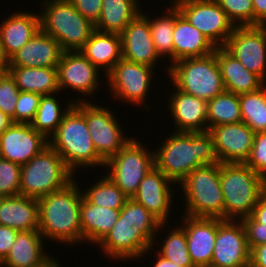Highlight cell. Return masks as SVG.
<instances>
[{"label": "cell", "instance_id": "28", "mask_svg": "<svg viewBox=\"0 0 266 267\" xmlns=\"http://www.w3.org/2000/svg\"><path fill=\"white\" fill-rule=\"evenodd\" d=\"M216 57L226 91L236 95L254 92L266 83L231 55L224 47H216Z\"/></svg>", "mask_w": 266, "mask_h": 267}, {"label": "cell", "instance_id": "42", "mask_svg": "<svg viewBox=\"0 0 266 267\" xmlns=\"http://www.w3.org/2000/svg\"><path fill=\"white\" fill-rule=\"evenodd\" d=\"M20 89L9 72L0 74V111L11 118L14 123V113Z\"/></svg>", "mask_w": 266, "mask_h": 267}, {"label": "cell", "instance_id": "27", "mask_svg": "<svg viewBox=\"0 0 266 267\" xmlns=\"http://www.w3.org/2000/svg\"><path fill=\"white\" fill-rule=\"evenodd\" d=\"M216 47L196 27L179 13L173 31V63L185 58L203 57L215 52Z\"/></svg>", "mask_w": 266, "mask_h": 267}, {"label": "cell", "instance_id": "20", "mask_svg": "<svg viewBox=\"0 0 266 267\" xmlns=\"http://www.w3.org/2000/svg\"><path fill=\"white\" fill-rule=\"evenodd\" d=\"M180 226L185 230L187 248L195 267H210L217 234V218L183 215Z\"/></svg>", "mask_w": 266, "mask_h": 267}, {"label": "cell", "instance_id": "7", "mask_svg": "<svg viewBox=\"0 0 266 267\" xmlns=\"http://www.w3.org/2000/svg\"><path fill=\"white\" fill-rule=\"evenodd\" d=\"M165 68L176 88L206 102L225 91L216 49L209 55L185 58Z\"/></svg>", "mask_w": 266, "mask_h": 267}, {"label": "cell", "instance_id": "26", "mask_svg": "<svg viewBox=\"0 0 266 267\" xmlns=\"http://www.w3.org/2000/svg\"><path fill=\"white\" fill-rule=\"evenodd\" d=\"M0 225L11 227L19 232L38 230V199L21 194L0 197Z\"/></svg>", "mask_w": 266, "mask_h": 267}, {"label": "cell", "instance_id": "25", "mask_svg": "<svg viewBox=\"0 0 266 267\" xmlns=\"http://www.w3.org/2000/svg\"><path fill=\"white\" fill-rule=\"evenodd\" d=\"M41 29L40 14L24 10L13 12L0 23V40L10 59Z\"/></svg>", "mask_w": 266, "mask_h": 267}, {"label": "cell", "instance_id": "32", "mask_svg": "<svg viewBox=\"0 0 266 267\" xmlns=\"http://www.w3.org/2000/svg\"><path fill=\"white\" fill-rule=\"evenodd\" d=\"M20 91L41 95L61 93L58 87L57 68L47 67H9Z\"/></svg>", "mask_w": 266, "mask_h": 267}, {"label": "cell", "instance_id": "17", "mask_svg": "<svg viewBox=\"0 0 266 267\" xmlns=\"http://www.w3.org/2000/svg\"><path fill=\"white\" fill-rule=\"evenodd\" d=\"M49 145L30 123H12L0 135V158L23 165Z\"/></svg>", "mask_w": 266, "mask_h": 267}, {"label": "cell", "instance_id": "22", "mask_svg": "<svg viewBox=\"0 0 266 267\" xmlns=\"http://www.w3.org/2000/svg\"><path fill=\"white\" fill-rule=\"evenodd\" d=\"M122 39V58L145 64L157 69L160 64L152 36L149 21L140 13L120 34Z\"/></svg>", "mask_w": 266, "mask_h": 267}, {"label": "cell", "instance_id": "35", "mask_svg": "<svg viewBox=\"0 0 266 267\" xmlns=\"http://www.w3.org/2000/svg\"><path fill=\"white\" fill-rule=\"evenodd\" d=\"M208 130L213 126L242 122L239 95L223 91L207 102Z\"/></svg>", "mask_w": 266, "mask_h": 267}, {"label": "cell", "instance_id": "53", "mask_svg": "<svg viewBox=\"0 0 266 267\" xmlns=\"http://www.w3.org/2000/svg\"><path fill=\"white\" fill-rule=\"evenodd\" d=\"M11 118L0 111V135L12 124Z\"/></svg>", "mask_w": 266, "mask_h": 267}, {"label": "cell", "instance_id": "24", "mask_svg": "<svg viewBox=\"0 0 266 267\" xmlns=\"http://www.w3.org/2000/svg\"><path fill=\"white\" fill-rule=\"evenodd\" d=\"M43 240L39 230L18 232L0 267H47L56 257L47 254Z\"/></svg>", "mask_w": 266, "mask_h": 267}, {"label": "cell", "instance_id": "29", "mask_svg": "<svg viewBox=\"0 0 266 267\" xmlns=\"http://www.w3.org/2000/svg\"><path fill=\"white\" fill-rule=\"evenodd\" d=\"M120 216V209L98 207L84 196L80 205L82 243L97 246L110 232Z\"/></svg>", "mask_w": 266, "mask_h": 267}, {"label": "cell", "instance_id": "4", "mask_svg": "<svg viewBox=\"0 0 266 267\" xmlns=\"http://www.w3.org/2000/svg\"><path fill=\"white\" fill-rule=\"evenodd\" d=\"M220 182L224 196V220L251 216L264 195L265 178L246 163H220Z\"/></svg>", "mask_w": 266, "mask_h": 267}, {"label": "cell", "instance_id": "30", "mask_svg": "<svg viewBox=\"0 0 266 267\" xmlns=\"http://www.w3.org/2000/svg\"><path fill=\"white\" fill-rule=\"evenodd\" d=\"M79 51L106 76L122 59L121 35L95 29Z\"/></svg>", "mask_w": 266, "mask_h": 267}, {"label": "cell", "instance_id": "2", "mask_svg": "<svg viewBox=\"0 0 266 267\" xmlns=\"http://www.w3.org/2000/svg\"><path fill=\"white\" fill-rule=\"evenodd\" d=\"M76 179L75 176L64 188L38 199V230L45 241L67 246L82 243L80 205L83 194Z\"/></svg>", "mask_w": 266, "mask_h": 267}, {"label": "cell", "instance_id": "23", "mask_svg": "<svg viewBox=\"0 0 266 267\" xmlns=\"http://www.w3.org/2000/svg\"><path fill=\"white\" fill-rule=\"evenodd\" d=\"M63 52L58 41L40 29L9 59V67L57 68Z\"/></svg>", "mask_w": 266, "mask_h": 267}, {"label": "cell", "instance_id": "21", "mask_svg": "<svg viewBox=\"0 0 266 267\" xmlns=\"http://www.w3.org/2000/svg\"><path fill=\"white\" fill-rule=\"evenodd\" d=\"M175 91L168 95L166 101L170 116L174 123V130L178 132L208 131L207 102L191 94L185 93L173 84Z\"/></svg>", "mask_w": 266, "mask_h": 267}, {"label": "cell", "instance_id": "34", "mask_svg": "<svg viewBox=\"0 0 266 267\" xmlns=\"http://www.w3.org/2000/svg\"><path fill=\"white\" fill-rule=\"evenodd\" d=\"M169 8L161 14V16L154 18L146 12L141 11V14L149 21L152 40L158 56L161 58L167 57L170 64H173V31L175 25V17L180 13L177 6L170 1ZM147 14V15H146ZM154 18V19H153Z\"/></svg>", "mask_w": 266, "mask_h": 267}, {"label": "cell", "instance_id": "6", "mask_svg": "<svg viewBox=\"0 0 266 267\" xmlns=\"http://www.w3.org/2000/svg\"><path fill=\"white\" fill-rule=\"evenodd\" d=\"M186 212L191 217L224 220V196L220 182V163L202 165L190 172L179 184Z\"/></svg>", "mask_w": 266, "mask_h": 267}, {"label": "cell", "instance_id": "14", "mask_svg": "<svg viewBox=\"0 0 266 267\" xmlns=\"http://www.w3.org/2000/svg\"><path fill=\"white\" fill-rule=\"evenodd\" d=\"M250 249L241 220L217 218V234L210 267H249Z\"/></svg>", "mask_w": 266, "mask_h": 267}, {"label": "cell", "instance_id": "16", "mask_svg": "<svg viewBox=\"0 0 266 267\" xmlns=\"http://www.w3.org/2000/svg\"><path fill=\"white\" fill-rule=\"evenodd\" d=\"M99 72L80 51H64L57 65L59 90L63 92L70 88L79 92L82 98L91 97L97 93L101 83Z\"/></svg>", "mask_w": 266, "mask_h": 267}, {"label": "cell", "instance_id": "1", "mask_svg": "<svg viewBox=\"0 0 266 267\" xmlns=\"http://www.w3.org/2000/svg\"><path fill=\"white\" fill-rule=\"evenodd\" d=\"M172 132V134H171ZM154 149L155 167L175 184L202 165L220 163L209 131H171Z\"/></svg>", "mask_w": 266, "mask_h": 267}, {"label": "cell", "instance_id": "44", "mask_svg": "<svg viewBox=\"0 0 266 267\" xmlns=\"http://www.w3.org/2000/svg\"><path fill=\"white\" fill-rule=\"evenodd\" d=\"M245 163L255 173L266 178V131L255 133L253 147Z\"/></svg>", "mask_w": 266, "mask_h": 267}, {"label": "cell", "instance_id": "50", "mask_svg": "<svg viewBox=\"0 0 266 267\" xmlns=\"http://www.w3.org/2000/svg\"><path fill=\"white\" fill-rule=\"evenodd\" d=\"M251 217L266 226V196L263 195L255 205Z\"/></svg>", "mask_w": 266, "mask_h": 267}, {"label": "cell", "instance_id": "52", "mask_svg": "<svg viewBox=\"0 0 266 267\" xmlns=\"http://www.w3.org/2000/svg\"><path fill=\"white\" fill-rule=\"evenodd\" d=\"M154 255H156L155 263L152 264V267H182L179 266L177 264H175L172 261H168L166 259H164L162 256H160L157 252L153 253Z\"/></svg>", "mask_w": 266, "mask_h": 267}, {"label": "cell", "instance_id": "19", "mask_svg": "<svg viewBox=\"0 0 266 267\" xmlns=\"http://www.w3.org/2000/svg\"><path fill=\"white\" fill-rule=\"evenodd\" d=\"M174 185L179 188L164 173L154 167L140 182L138 191L132 199L143 205L162 223H168L173 212L171 206H174L172 203L175 200V198L173 199L175 197Z\"/></svg>", "mask_w": 266, "mask_h": 267}, {"label": "cell", "instance_id": "15", "mask_svg": "<svg viewBox=\"0 0 266 267\" xmlns=\"http://www.w3.org/2000/svg\"><path fill=\"white\" fill-rule=\"evenodd\" d=\"M104 256L119 262L142 259L154 252L153 244L125 217L119 216L106 237L97 245ZM145 255V256H144ZM115 259V260H114Z\"/></svg>", "mask_w": 266, "mask_h": 267}, {"label": "cell", "instance_id": "45", "mask_svg": "<svg viewBox=\"0 0 266 267\" xmlns=\"http://www.w3.org/2000/svg\"><path fill=\"white\" fill-rule=\"evenodd\" d=\"M244 224L249 249L266 243V226L256 222L251 216L242 220Z\"/></svg>", "mask_w": 266, "mask_h": 267}, {"label": "cell", "instance_id": "55", "mask_svg": "<svg viewBox=\"0 0 266 267\" xmlns=\"http://www.w3.org/2000/svg\"><path fill=\"white\" fill-rule=\"evenodd\" d=\"M264 195L266 196V178H265V184H264Z\"/></svg>", "mask_w": 266, "mask_h": 267}, {"label": "cell", "instance_id": "54", "mask_svg": "<svg viewBox=\"0 0 266 267\" xmlns=\"http://www.w3.org/2000/svg\"><path fill=\"white\" fill-rule=\"evenodd\" d=\"M47 267H61V263H59L58 259H55Z\"/></svg>", "mask_w": 266, "mask_h": 267}, {"label": "cell", "instance_id": "11", "mask_svg": "<svg viewBox=\"0 0 266 267\" xmlns=\"http://www.w3.org/2000/svg\"><path fill=\"white\" fill-rule=\"evenodd\" d=\"M75 105L84 113L94 148L105 162L133 138L125 135L117 116L107 106L91 101H76Z\"/></svg>", "mask_w": 266, "mask_h": 267}, {"label": "cell", "instance_id": "9", "mask_svg": "<svg viewBox=\"0 0 266 267\" xmlns=\"http://www.w3.org/2000/svg\"><path fill=\"white\" fill-rule=\"evenodd\" d=\"M134 137L104 165L106 175L128 198L136 194L140 182L155 167L154 150Z\"/></svg>", "mask_w": 266, "mask_h": 267}, {"label": "cell", "instance_id": "12", "mask_svg": "<svg viewBox=\"0 0 266 267\" xmlns=\"http://www.w3.org/2000/svg\"><path fill=\"white\" fill-rule=\"evenodd\" d=\"M180 13L215 47H224L234 23L215 0H173Z\"/></svg>", "mask_w": 266, "mask_h": 267}, {"label": "cell", "instance_id": "39", "mask_svg": "<svg viewBox=\"0 0 266 267\" xmlns=\"http://www.w3.org/2000/svg\"><path fill=\"white\" fill-rule=\"evenodd\" d=\"M167 233L165 239L162 240L163 242L159 241L161 244H157L159 248L157 247L156 252L164 259L179 266L195 267L188 252L185 230L178 225Z\"/></svg>", "mask_w": 266, "mask_h": 267}, {"label": "cell", "instance_id": "40", "mask_svg": "<svg viewBox=\"0 0 266 267\" xmlns=\"http://www.w3.org/2000/svg\"><path fill=\"white\" fill-rule=\"evenodd\" d=\"M235 26H253L252 0H215Z\"/></svg>", "mask_w": 266, "mask_h": 267}, {"label": "cell", "instance_id": "43", "mask_svg": "<svg viewBox=\"0 0 266 267\" xmlns=\"http://www.w3.org/2000/svg\"><path fill=\"white\" fill-rule=\"evenodd\" d=\"M41 94L20 91L15 107L14 123H30L37 113Z\"/></svg>", "mask_w": 266, "mask_h": 267}, {"label": "cell", "instance_id": "18", "mask_svg": "<svg viewBox=\"0 0 266 267\" xmlns=\"http://www.w3.org/2000/svg\"><path fill=\"white\" fill-rule=\"evenodd\" d=\"M220 163H245L251 153L255 132L245 123L213 126L209 130Z\"/></svg>", "mask_w": 266, "mask_h": 267}, {"label": "cell", "instance_id": "8", "mask_svg": "<svg viewBox=\"0 0 266 267\" xmlns=\"http://www.w3.org/2000/svg\"><path fill=\"white\" fill-rule=\"evenodd\" d=\"M75 179L62 157L48 145L21 165L20 194L39 199L60 190Z\"/></svg>", "mask_w": 266, "mask_h": 267}, {"label": "cell", "instance_id": "38", "mask_svg": "<svg viewBox=\"0 0 266 267\" xmlns=\"http://www.w3.org/2000/svg\"><path fill=\"white\" fill-rule=\"evenodd\" d=\"M82 194L90 203L112 209H122L128 199L106 174L92 182L88 189L82 190Z\"/></svg>", "mask_w": 266, "mask_h": 267}, {"label": "cell", "instance_id": "48", "mask_svg": "<svg viewBox=\"0 0 266 267\" xmlns=\"http://www.w3.org/2000/svg\"><path fill=\"white\" fill-rule=\"evenodd\" d=\"M249 267H266V243L250 249Z\"/></svg>", "mask_w": 266, "mask_h": 267}, {"label": "cell", "instance_id": "37", "mask_svg": "<svg viewBox=\"0 0 266 267\" xmlns=\"http://www.w3.org/2000/svg\"><path fill=\"white\" fill-rule=\"evenodd\" d=\"M242 122L255 133L266 131V84L254 92L239 95Z\"/></svg>", "mask_w": 266, "mask_h": 267}, {"label": "cell", "instance_id": "10", "mask_svg": "<svg viewBox=\"0 0 266 267\" xmlns=\"http://www.w3.org/2000/svg\"><path fill=\"white\" fill-rule=\"evenodd\" d=\"M154 75L155 68L122 58L104 78L107 79V88L113 99L117 98L119 102L123 101L134 107L142 106L149 111L151 106L146 101L151 83H154L152 80L155 81Z\"/></svg>", "mask_w": 266, "mask_h": 267}, {"label": "cell", "instance_id": "46", "mask_svg": "<svg viewBox=\"0 0 266 267\" xmlns=\"http://www.w3.org/2000/svg\"><path fill=\"white\" fill-rule=\"evenodd\" d=\"M76 10L95 24L101 15L102 0H69Z\"/></svg>", "mask_w": 266, "mask_h": 267}, {"label": "cell", "instance_id": "51", "mask_svg": "<svg viewBox=\"0 0 266 267\" xmlns=\"http://www.w3.org/2000/svg\"><path fill=\"white\" fill-rule=\"evenodd\" d=\"M9 69V58L5 54L3 44L0 40V74L8 72Z\"/></svg>", "mask_w": 266, "mask_h": 267}, {"label": "cell", "instance_id": "41", "mask_svg": "<svg viewBox=\"0 0 266 267\" xmlns=\"http://www.w3.org/2000/svg\"><path fill=\"white\" fill-rule=\"evenodd\" d=\"M21 165L0 158V197L20 194Z\"/></svg>", "mask_w": 266, "mask_h": 267}, {"label": "cell", "instance_id": "49", "mask_svg": "<svg viewBox=\"0 0 266 267\" xmlns=\"http://www.w3.org/2000/svg\"><path fill=\"white\" fill-rule=\"evenodd\" d=\"M253 26H266V0H252Z\"/></svg>", "mask_w": 266, "mask_h": 267}, {"label": "cell", "instance_id": "33", "mask_svg": "<svg viewBox=\"0 0 266 267\" xmlns=\"http://www.w3.org/2000/svg\"><path fill=\"white\" fill-rule=\"evenodd\" d=\"M57 94L54 93L50 95H42L37 113L35 114L34 119L30 122V125L39 133L43 134L48 140L49 138L57 131L59 124L62 122L64 115L70 110V108L75 104L76 101H89L87 99H70L66 106L59 100V97L56 98ZM63 106H61V104ZM66 107V108H65Z\"/></svg>", "mask_w": 266, "mask_h": 267}, {"label": "cell", "instance_id": "3", "mask_svg": "<svg viewBox=\"0 0 266 267\" xmlns=\"http://www.w3.org/2000/svg\"><path fill=\"white\" fill-rule=\"evenodd\" d=\"M48 141L76 176L79 169L105 168V161L94 148L85 115L75 104L64 115L57 131Z\"/></svg>", "mask_w": 266, "mask_h": 267}, {"label": "cell", "instance_id": "13", "mask_svg": "<svg viewBox=\"0 0 266 267\" xmlns=\"http://www.w3.org/2000/svg\"><path fill=\"white\" fill-rule=\"evenodd\" d=\"M224 48L266 83V26H236Z\"/></svg>", "mask_w": 266, "mask_h": 267}, {"label": "cell", "instance_id": "47", "mask_svg": "<svg viewBox=\"0 0 266 267\" xmlns=\"http://www.w3.org/2000/svg\"><path fill=\"white\" fill-rule=\"evenodd\" d=\"M18 232L11 227L0 225V263L7 257Z\"/></svg>", "mask_w": 266, "mask_h": 267}, {"label": "cell", "instance_id": "31", "mask_svg": "<svg viewBox=\"0 0 266 267\" xmlns=\"http://www.w3.org/2000/svg\"><path fill=\"white\" fill-rule=\"evenodd\" d=\"M140 0H102L101 15L94 24L101 32L121 34L142 11Z\"/></svg>", "mask_w": 266, "mask_h": 267}, {"label": "cell", "instance_id": "36", "mask_svg": "<svg viewBox=\"0 0 266 267\" xmlns=\"http://www.w3.org/2000/svg\"><path fill=\"white\" fill-rule=\"evenodd\" d=\"M120 216L125 217L132 225L137 227L139 231L153 244H157V232L163 231L167 223H162L156 216L149 212L143 205H140L132 198H128L124 207L120 209Z\"/></svg>", "mask_w": 266, "mask_h": 267}, {"label": "cell", "instance_id": "5", "mask_svg": "<svg viewBox=\"0 0 266 267\" xmlns=\"http://www.w3.org/2000/svg\"><path fill=\"white\" fill-rule=\"evenodd\" d=\"M41 2V30L58 41L63 51H79L95 30L94 24L79 13L69 0Z\"/></svg>", "mask_w": 266, "mask_h": 267}]
</instances>
